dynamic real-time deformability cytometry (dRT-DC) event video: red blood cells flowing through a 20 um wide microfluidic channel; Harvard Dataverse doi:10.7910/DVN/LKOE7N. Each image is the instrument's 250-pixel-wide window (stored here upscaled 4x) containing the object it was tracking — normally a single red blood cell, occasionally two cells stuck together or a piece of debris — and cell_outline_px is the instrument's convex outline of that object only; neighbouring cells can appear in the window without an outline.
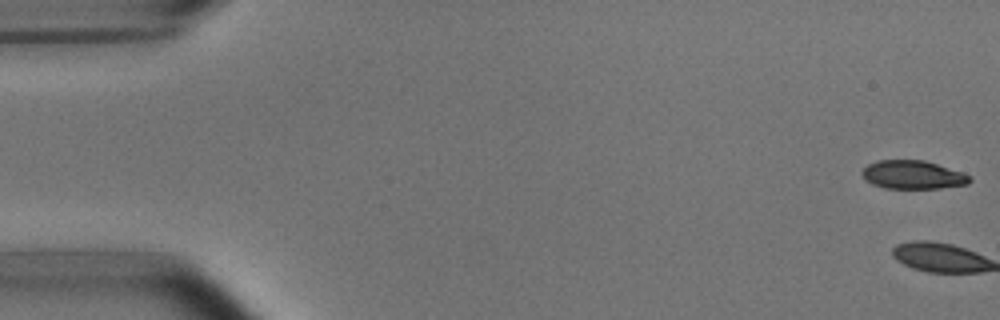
{"species": "common noctule bat (a hibernating species)", "species_latin": "Nyctalus noctula", "temperature_condition": "room temperature", "stored_images_in_passage": 4, "camera_frame_rate_fps": 3000, "um_per_image_px": 0.085, "animal": {"sex": "male", "body_mass_g": 15.6}, "frame": {"image": 1, "passage_image": 1, "time_ms": 0.0, "image_size_px": [1000, 320], "cell_outline_px": [[972, 180], [968, 184], [940, 188], [884, 188], [872, 184], [860, 172], [868, 164], [876, 160], [924, 160], [964, 172], [972, 176]], "centroid_in_image_um": [77.63, 14.85], "position_along_channel_um": 7.4, "area_um2": 17.92}}